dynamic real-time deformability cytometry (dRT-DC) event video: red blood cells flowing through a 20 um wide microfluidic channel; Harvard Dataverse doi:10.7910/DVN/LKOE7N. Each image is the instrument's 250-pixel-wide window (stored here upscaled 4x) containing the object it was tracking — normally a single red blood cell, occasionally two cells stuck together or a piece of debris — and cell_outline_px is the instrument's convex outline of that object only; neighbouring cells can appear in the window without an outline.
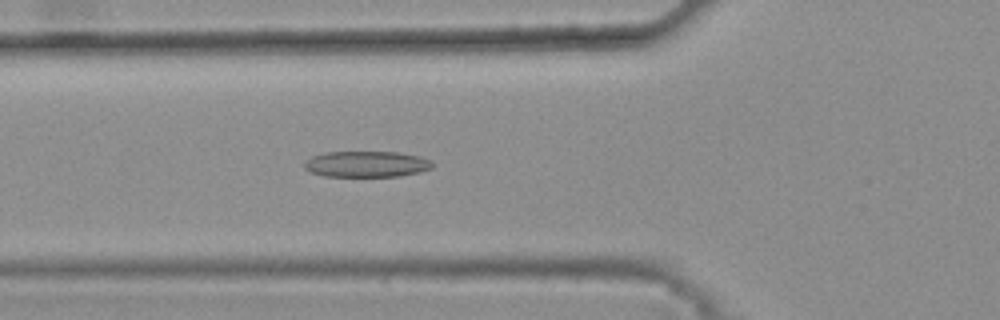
{"species": "common noctule bat (a hibernating species)", "species_latin": "Nyctalus noctula", "temperature_condition": "warm", "stored_images_in_passage": 42, "camera_frame_rate_fps": 3000, "um_per_image_px": 0.085, "animal": {"sex": "female", "body_mass_g": 25.1}, "frame": {"image": 1, "passage_image": 15, "time_ms": 4.667, "image_size_px": [1000, 320], "cell_outline_px": [[432, 168], [420, 172], [400, 176], [324, 176], [312, 172], [304, 168], [304, 164], [312, 156], [324, 152], [396, 152], [420, 156], [432, 160]], "centroid_in_image_um": [31.18, 13.94], "position_along_channel_um": 94.6, "area_um2": 19.36}}
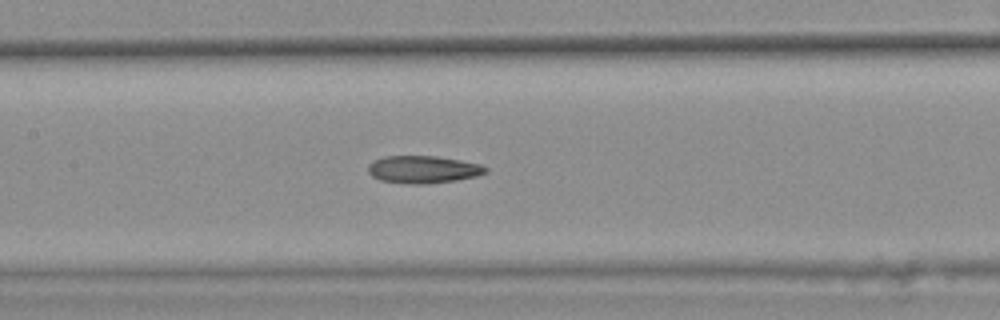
{"frame": {"image": 2, "passage_image": 21, "time_ms": 6.667, "image_size_px": [1000, 320], "cell_outline_px": [[488, 172], [476, 176], [456, 180], [424, 184], [412, 184], [380, 180], [372, 176], [368, 172], [368, 164], [372, 160], [384, 156], [436, 156], [460, 160], [480, 164], [488, 168]], "centroid_in_image_um": [35.95, 14.4], "position_along_channel_um": 171.5, "area_um2": 18.84}}
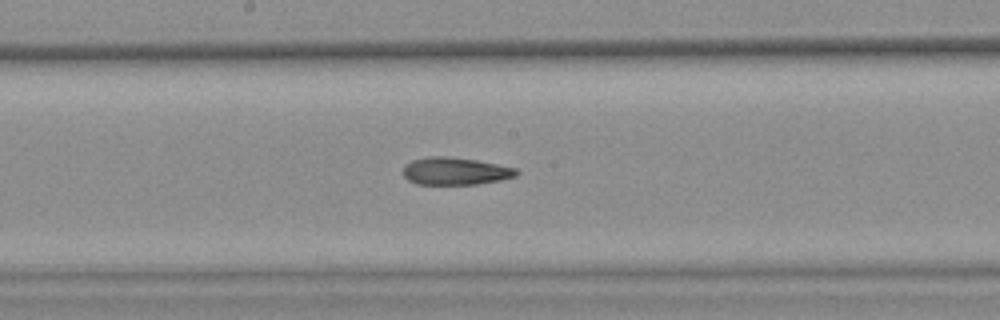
{"frame": {"image": 3, "passage_image": 24, "time_ms": 7.667, "image_size_px": [1000, 320], "cell_outline_px": [[520, 172], [516, 176], [500, 180], [476, 184], [416, 184], [408, 180], [404, 176], [404, 164], [412, 160], [428, 156], [448, 156], [476, 160], [516, 168]], "centroid_in_image_um": [38.68, 14.54], "position_along_channel_um": 209.5, "area_um2": 18.15}, "authors_computed_cell_mechanics": {"area_um2": 18.7561, "velocity_mm_per_s": 3.8179, "shape_relaxation_time_tau1_ms": null, "shape_relaxation_time_tau2_ms": 4.0004, "deformation_change_tau1": null, "deformation_change_tau2": 0.1374}}